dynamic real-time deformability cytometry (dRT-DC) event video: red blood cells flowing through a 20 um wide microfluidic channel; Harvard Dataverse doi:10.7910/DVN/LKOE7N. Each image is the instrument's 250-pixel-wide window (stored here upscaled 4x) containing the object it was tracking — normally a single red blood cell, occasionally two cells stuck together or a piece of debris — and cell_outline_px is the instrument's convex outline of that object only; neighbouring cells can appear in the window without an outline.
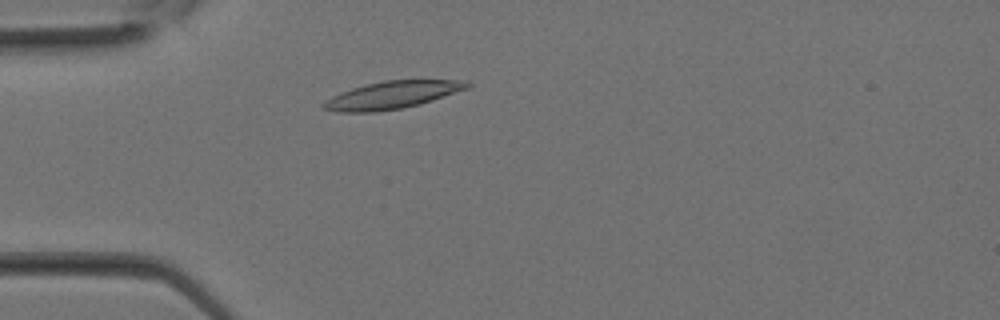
{"species": "Egyptian fruit bat (a non-hibernating species)", "species_latin": "Rousettus aegyptiacus", "temperature_condition": "room temperature", "stored_images_in_passage": 15, "camera_frame_rate_fps": 3000, "um_per_image_px": 0.085, "animal": {"sex": "female"}, "frame": {"image": 1, "passage_image": 1, "time_ms": 0.0, "image_size_px": [1000, 320], "cell_outline_px": [[472, 84], [468, 88], [420, 104], [400, 108], [376, 112], [336, 112], [320, 108], [320, 104], [332, 96], [340, 92], [352, 88], [384, 80], [468, 80]], "centroid_in_image_um": [33.3, 8.08], "position_along_channel_um": 51.7, "area_um2": 23.0}}
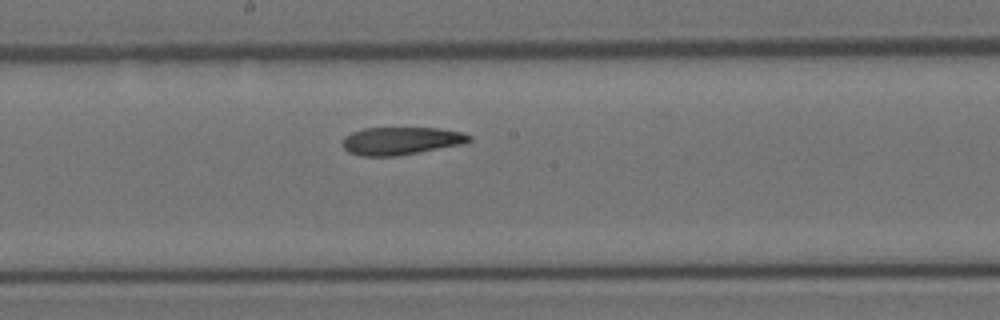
{"frame": {"image": 2, "passage_image": 9, "time_ms": 2.667, "image_size_px": [1000, 320], "cell_outline_px": [[472, 140], [464, 144], [396, 156], [360, 156], [348, 152], [344, 148], [344, 136], [352, 132], [364, 128], [440, 128], [464, 132], [472, 136]], "centroid_in_image_um": [34.13, 11.97], "position_along_channel_um": 214.1, "area_um2": 20.58}}
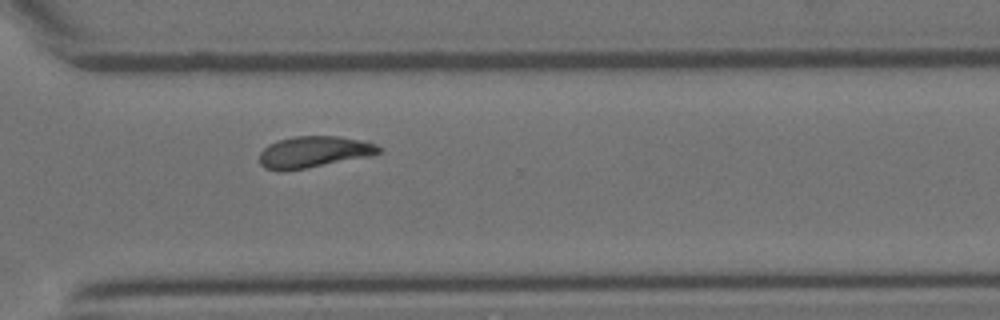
{"frame": {"image": 3, "passage_image": 15, "time_ms": 4.667, "image_size_px": [1000, 320], "cell_outline_px": [[380, 152], [368, 156], [304, 168], [264, 168], [260, 164], [260, 152], [268, 144], [280, 140], [296, 136], [340, 136], [372, 144], [380, 148]], "centroid_in_image_um": [26.64, 12.88], "position_along_channel_um": 344.0, "area_um2": 20.75}}